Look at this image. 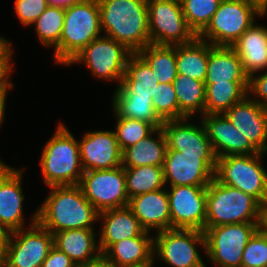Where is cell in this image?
Returning <instances> with one entry per match:
<instances>
[{
    "label": "cell",
    "mask_w": 267,
    "mask_h": 267,
    "mask_svg": "<svg viewBox=\"0 0 267 267\" xmlns=\"http://www.w3.org/2000/svg\"><path fill=\"white\" fill-rule=\"evenodd\" d=\"M37 208V222L52 234L69 229H94L99 212L79 185L51 186ZM94 224V225H93Z\"/></svg>",
    "instance_id": "obj_1"
},
{
    "label": "cell",
    "mask_w": 267,
    "mask_h": 267,
    "mask_svg": "<svg viewBox=\"0 0 267 267\" xmlns=\"http://www.w3.org/2000/svg\"><path fill=\"white\" fill-rule=\"evenodd\" d=\"M102 34L137 53L151 43L147 0H98Z\"/></svg>",
    "instance_id": "obj_2"
},
{
    "label": "cell",
    "mask_w": 267,
    "mask_h": 267,
    "mask_svg": "<svg viewBox=\"0 0 267 267\" xmlns=\"http://www.w3.org/2000/svg\"><path fill=\"white\" fill-rule=\"evenodd\" d=\"M39 162L46 186L79 185L84 173L79 142L65 123L57 125L42 149Z\"/></svg>",
    "instance_id": "obj_3"
},
{
    "label": "cell",
    "mask_w": 267,
    "mask_h": 267,
    "mask_svg": "<svg viewBox=\"0 0 267 267\" xmlns=\"http://www.w3.org/2000/svg\"><path fill=\"white\" fill-rule=\"evenodd\" d=\"M206 205V227L259 222L261 204L251 195L220 183L215 177L207 186Z\"/></svg>",
    "instance_id": "obj_4"
},
{
    "label": "cell",
    "mask_w": 267,
    "mask_h": 267,
    "mask_svg": "<svg viewBox=\"0 0 267 267\" xmlns=\"http://www.w3.org/2000/svg\"><path fill=\"white\" fill-rule=\"evenodd\" d=\"M264 16L267 12L252 0H221L210 23L198 37L213 46L231 47L256 18Z\"/></svg>",
    "instance_id": "obj_5"
},
{
    "label": "cell",
    "mask_w": 267,
    "mask_h": 267,
    "mask_svg": "<svg viewBox=\"0 0 267 267\" xmlns=\"http://www.w3.org/2000/svg\"><path fill=\"white\" fill-rule=\"evenodd\" d=\"M102 35L98 0H83L66 7L58 43V64L67 65L92 40Z\"/></svg>",
    "instance_id": "obj_6"
},
{
    "label": "cell",
    "mask_w": 267,
    "mask_h": 267,
    "mask_svg": "<svg viewBox=\"0 0 267 267\" xmlns=\"http://www.w3.org/2000/svg\"><path fill=\"white\" fill-rule=\"evenodd\" d=\"M265 154L219 157L214 177L220 183L235 187L264 204L267 202V169L262 161Z\"/></svg>",
    "instance_id": "obj_7"
},
{
    "label": "cell",
    "mask_w": 267,
    "mask_h": 267,
    "mask_svg": "<svg viewBox=\"0 0 267 267\" xmlns=\"http://www.w3.org/2000/svg\"><path fill=\"white\" fill-rule=\"evenodd\" d=\"M154 234V264L159 260L170 267H207L197 249L201 248L205 254L204 232L167 229Z\"/></svg>",
    "instance_id": "obj_8"
},
{
    "label": "cell",
    "mask_w": 267,
    "mask_h": 267,
    "mask_svg": "<svg viewBox=\"0 0 267 267\" xmlns=\"http://www.w3.org/2000/svg\"><path fill=\"white\" fill-rule=\"evenodd\" d=\"M258 223L205 227V256L217 267H241L242 254Z\"/></svg>",
    "instance_id": "obj_9"
},
{
    "label": "cell",
    "mask_w": 267,
    "mask_h": 267,
    "mask_svg": "<svg viewBox=\"0 0 267 267\" xmlns=\"http://www.w3.org/2000/svg\"><path fill=\"white\" fill-rule=\"evenodd\" d=\"M27 230L10 233L1 267H41L54 246L53 234L37 222V211L31 215Z\"/></svg>",
    "instance_id": "obj_10"
},
{
    "label": "cell",
    "mask_w": 267,
    "mask_h": 267,
    "mask_svg": "<svg viewBox=\"0 0 267 267\" xmlns=\"http://www.w3.org/2000/svg\"><path fill=\"white\" fill-rule=\"evenodd\" d=\"M131 54L123 44L102 35L92 40L66 66L83 63L98 80L117 81L119 86Z\"/></svg>",
    "instance_id": "obj_11"
},
{
    "label": "cell",
    "mask_w": 267,
    "mask_h": 267,
    "mask_svg": "<svg viewBox=\"0 0 267 267\" xmlns=\"http://www.w3.org/2000/svg\"><path fill=\"white\" fill-rule=\"evenodd\" d=\"M147 9L152 44L179 45L197 37L187 24L180 0H147Z\"/></svg>",
    "instance_id": "obj_12"
},
{
    "label": "cell",
    "mask_w": 267,
    "mask_h": 267,
    "mask_svg": "<svg viewBox=\"0 0 267 267\" xmlns=\"http://www.w3.org/2000/svg\"><path fill=\"white\" fill-rule=\"evenodd\" d=\"M79 186L98 212L128 206L124 167L85 171Z\"/></svg>",
    "instance_id": "obj_13"
},
{
    "label": "cell",
    "mask_w": 267,
    "mask_h": 267,
    "mask_svg": "<svg viewBox=\"0 0 267 267\" xmlns=\"http://www.w3.org/2000/svg\"><path fill=\"white\" fill-rule=\"evenodd\" d=\"M216 162L217 159L167 150L162 166L165 186L207 187L214 179Z\"/></svg>",
    "instance_id": "obj_14"
},
{
    "label": "cell",
    "mask_w": 267,
    "mask_h": 267,
    "mask_svg": "<svg viewBox=\"0 0 267 267\" xmlns=\"http://www.w3.org/2000/svg\"><path fill=\"white\" fill-rule=\"evenodd\" d=\"M171 215V229H193L204 232L206 227L207 187H166Z\"/></svg>",
    "instance_id": "obj_15"
},
{
    "label": "cell",
    "mask_w": 267,
    "mask_h": 267,
    "mask_svg": "<svg viewBox=\"0 0 267 267\" xmlns=\"http://www.w3.org/2000/svg\"><path fill=\"white\" fill-rule=\"evenodd\" d=\"M78 142L84 172L122 166V151L114 130L88 131Z\"/></svg>",
    "instance_id": "obj_16"
},
{
    "label": "cell",
    "mask_w": 267,
    "mask_h": 267,
    "mask_svg": "<svg viewBox=\"0 0 267 267\" xmlns=\"http://www.w3.org/2000/svg\"><path fill=\"white\" fill-rule=\"evenodd\" d=\"M192 118L164 121L162 129L167 140V150L182 154L200 155V159H217L202 121L197 125Z\"/></svg>",
    "instance_id": "obj_17"
},
{
    "label": "cell",
    "mask_w": 267,
    "mask_h": 267,
    "mask_svg": "<svg viewBox=\"0 0 267 267\" xmlns=\"http://www.w3.org/2000/svg\"><path fill=\"white\" fill-rule=\"evenodd\" d=\"M199 121H202L205 126L216 158L260 153L248 138L236 129L225 114H204Z\"/></svg>",
    "instance_id": "obj_18"
},
{
    "label": "cell",
    "mask_w": 267,
    "mask_h": 267,
    "mask_svg": "<svg viewBox=\"0 0 267 267\" xmlns=\"http://www.w3.org/2000/svg\"><path fill=\"white\" fill-rule=\"evenodd\" d=\"M23 172L8 164L0 172V224L10 233L25 228Z\"/></svg>",
    "instance_id": "obj_19"
},
{
    "label": "cell",
    "mask_w": 267,
    "mask_h": 267,
    "mask_svg": "<svg viewBox=\"0 0 267 267\" xmlns=\"http://www.w3.org/2000/svg\"><path fill=\"white\" fill-rule=\"evenodd\" d=\"M224 114L260 152L267 153V109L247 95Z\"/></svg>",
    "instance_id": "obj_20"
},
{
    "label": "cell",
    "mask_w": 267,
    "mask_h": 267,
    "mask_svg": "<svg viewBox=\"0 0 267 267\" xmlns=\"http://www.w3.org/2000/svg\"><path fill=\"white\" fill-rule=\"evenodd\" d=\"M128 207L148 232L171 229L169 197L166 188L140 194L129 199Z\"/></svg>",
    "instance_id": "obj_21"
},
{
    "label": "cell",
    "mask_w": 267,
    "mask_h": 267,
    "mask_svg": "<svg viewBox=\"0 0 267 267\" xmlns=\"http://www.w3.org/2000/svg\"><path fill=\"white\" fill-rule=\"evenodd\" d=\"M102 222L98 246L103 255L114 243L123 239L142 235L145 230L128 206L99 212L98 221Z\"/></svg>",
    "instance_id": "obj_22"
},
{
    "label": "cell",
    "mask_w": 267,
    "mask_h": 267,
    "mask_svg": "<svg viewBox=\"0 0 267 267\" xmlns=\"http://www.w3.org/2000/svg\"><path fill=\"white\" fill-rule=\"evenodd\" d=\"M154 236L145 231L142 235L114 243L102 257L115 267L154 265Z\"/></svg>",
    "instance_id": "obj_23"
},
{
    "label": "cell",
    "mask_w": 267,
    "mask_h": 267,
    "mask_svg": "<svg viewBox=\"0 0 267 267\" xmlns=\"http://www.w3.org/2000/svg\"><path fill=\"white\" fill-rule=\"evenodd\" d=\"M95 229H69L53 234L54 246L63 251L76 265L98 260L100 253Z\"/></svg>",
    "instance_id": "obj_24"
},
{
    "label": "cell",
    "mask_w": 267,
    "mask_h": 267,
    "mask_svg": "<svg viewBox=\"0 0 267 267\" xmlns=\"http://www.w3.org/2000/svg\"><path fill=\"white\" fill-rule=\"evenodd\" d=\"M231 47L249 77L267 71V26L256 25L255 22Z\"/></svg>",
    "instance_id": "obj_25"
},
{
    "label": "cell",
    "mask_w": 267,
    "mask_h": 267,
    "mask_svg": "<svg viewBox=\"0 0 267 267\" xmlns=\"http://www.w3.org/2000/svg\"><path fill=\"white\" fill-rule=\"evenodd\" d=\"M249 81L236 51L228 46H213L209 43V59L205 84Z\"/></svg>",
    "instance_id": "obj_26"
},
{
    "label": "cell",
    "mask_w": 267,
    "mask_h": 267,
    "mask_svg": "<svg viewBox=\"0 0 267 267\" xmlns=\"http://www.w3.org/2000/svg\"><path fill=\"white\" fill-rule=\"evenodd\" d=\"M166 152L167 140L164 131L162 128H156L148 137L122 151V166L124 168L162 167Z\"/></svg>",
    "instance_id": "obj_27"
},
{
    "label": "cell",
    "mask_w": 267,
    "mask_h": 267,
    "mask_svg": "<svg viewBox=\"0 0 267 267\" xmlns=\"http://www.w3.org/2000/svg\"><path fill=\"white\" fill-rule=\"evenodd\" d=\"M158 84V77L148 64L137 53H132L127 61L122 81L112 95L152 97Z\"/></svg>",
    "instance_id": "obj_28"
},
{
    "label": "cell",
    "mask_w": 267,
    "mask_h": 267,
    "mask_svg": "<svg viewBox=\"0 0 267 267\" xmlns=\"http://www.w3.org/2000/svg\"><path fill=\"white\" fill-rule=\"evenodd\" d=\"M209 59V43L198 36L189 43L176 45L178 74L205 81Z\"/></svg>",
    "instance_id": "obj_29"
},
{
    "label": "cell",
    "mask_w": 267,
    "mask_h": 267,
    "mask_svg": "<svg viewBox=\"0 0 267 267\" xmlns=\"http://www.w3.org/2000/svg\"><path fill=\"white\" fill-rule=\"evenodd\" d=\"M172 84L179 105V119L205 114V82L178 74Z\"/></svg>",
    "instance_id": "obj_30"
},
{
    "label": "cell",
    "mask_w": 267,
    "mask_h": 267,
    "mask_svg": "<svg viewBox=\"0 0 267 267\" xmlns=\"http://www.w3.org/2000/svg\"><path fill=\"white\" fill-rule=\"evenodd\" d=\"M205 114L225 113L248 95L249 81L205 84Z\"/></svg>",
    "instance_id": "obj_31"
},
{
    "label": "cell",
    "mask_w": 267,
    "mask_h": 267,
    "mask_svg": "<svg viewBox=\"0 0 267 267\" xmlns=\"http://www.w3.org/2000/svg\"><path fill=\"white\" fill-rule=\"evenodd\" d=\"M137 54L148 64L159 83H172L178 75L176 45L150 43Z\"/></svg>",
    "instance_id": "obj_32"
},
{
    "label": "cell",
    "mask_w": 267,
    "mask_h": 267,
    "mask_svg": "<svg viewBox=\"0 0 267 267\" xmlns=\"http://www.w3.org/2000/svg\"><path fill=\"white\" fill-rule=\"evenodd\" d=\"M111 105L119 117L148 122L155 128H162L163 121L156 114L151 97L113 95Z\"/></svg>",
    "instance_id": "obj_33"
},
{
    "label": "cell",
    "mask_w": 267,
    "mask_h": 267,
    "mask_svg": "<svg viewBox=\"0 0 267 267\" xmlns=\"http://www.w3.org/2000/svg\"><path fill=\"white\" fill-rule=\"evenodd\" d=\"M65 8L49 5L32 24L40 43L54 49V61L58 63V43L62 33Z\"/></svg>",
    "instance_id": "obj_34"
},
{
    "label": "cell",
    "mask_w": 267,
    "mask_h": 267,
    "mask_svg": "<svg viewBox=\"0 0 267 267\" xmlns=\"http://www.w3.org/2000/svg\"><path fill=\"white\" fill-rule=\"evenodd\" d=\"M126 192L130 198L165 188L163 167L139 166L124 168Z\"/></svg>",
    "instance_id": "obj_35"
},
{
    "label": "cell",
    "mask_w": 267,
    "mask_h": 267,
    "mask_svg": "<svg viewBox=\"0 0 267 267\" xmlns=\"http://www.w3.org/2000/svg\"><path fill=\"white\" fill-rule=\"evenodd\" d=\"M188 26L198 36L210 23L221 0H180Z\"/></svg>",
    "instance_id": "obj_36"
},
{
    "label": "cell",
    "mask_w": 267,
    "mask_h": 267,
    "mask_svg": "<svg viewBox=\"0 0 267 267\" xmlns=\"http://www.w3.org/2000/svg\"><path fill=\"white\" fill-rule=\"evenodd\" d=\"M114 116L117 120L114 132L121 151L148 137L156 129L148 122L119 117L115 112Z\"/></svg>",
    "instance_id": "obj_37"
},
{
    "label": "cell",
    "mask_w": 267,
    "mask_h": 267,
    "mask_svg": "<svg viewBox=\"0 0 267 267\" xmlns=\"http://www.w3.org/2000/svg\"><path fill=\"white\" fill-rule=\"evenodd\" d=\"M151 98L153 108L163 122L179 119V105L172 83H159Z\"/></svg>",
    "instance_id": "obj_38"
},
{
    "label": "cell",
    "mask_w": 267,
    "mask_h": 267,
    "mask_svg": "<svg viewBox=\"0 0 267 267\" xmlns=\"http://www.w3.org/2000/svg\"><path fill=\"white\" fill-rule=\"evenodd\" d=\"M241 267H267V236L259 230L249 239L243 251Z\"/></svg>",
    "instance_id": "obj_39"
},
{
    "label": "cell",
    "mask_w": 267,
    "mask_h": 267,
    "mask_svg": "<svg viewBox=\"0 0 267 267\" xmlns=\"http://www.w3.org/2000/svg\"><path fill=\"white\" fill-rule=\"evenodd\" d=\"M48 6L47 0H15L14 11L23 26L32 27Z\"/></svg>",
    "instance_id": "obj_40"
},
{
    "label": "cell",
    "mask_w": 267,
    "mask_h": 267,
    "mask_svg": "<svg viewBox=\"0 0 267 267\" xmlns=\"http://www.w3.org/2000/svg\"><path fill=\"white\" fill-rule=\"evenodd\" d=\"M248 95L267 109V71L257 72L249 77Z\"/></svg>",
    "instance_id": "obj_41"
},
{
    "label": "cell",
    "mask_w": 267,
    "mask_h": 267,
    "mask_svg": "<svg viewBox=\"0 0 267 267\" xmlns=\"http://www.w3.org/2000/svg\"><path fill=\"white\" fill-rule=\"evenodd\" d=\"M13 57H0V93L8 92L9 88L13 89L14 84L11 80L13 74L14 64L12 63Z\"/></svg>",
    "instance_id": "obj_42"
},
{
    "label": "cell",
    "mask_w": 267,
    "mask_h": 267,
    "mask_svg": "<svg viewBox=\"0 0 267 267\" xmlns=\"http://www.w3.org/2000/svg\"><path fill=\"white\" fill-rule=\"evenodd\" d=\"M77 265L61 250L52 247L41 267H76Z\"/></svg>",
    "instance_id": "obj_43"
},
{
    "label": "cell",
    "mask_w": 267,
    "mask_h": 267,
    "mask_svg": "<svg viewBox=\"0 0 267 267\" xmlns=\"http://www.w3.org/2000/svg\"><path fill=\"white\" fill-rule=\"evenodd\" d=\"M10 232L0 224V265L4 261Z\"/></svg>",
    "instance_id": "obj_44"
},
{
    "label": "cell",
    "mask_w": 267,
    "mask_h": 267,
    "mask_svg": "<svg viewBox=\"0 0 267 267\" xmlns=\"http://www.w3.org/2000/svg\"><path fill=\"white\" fill-rule=\"evenodd\" d=\"M258 230L267 236V202L260 205Z\"/></svg>",
    "instance_id": "obj_45"
},
{
    "label": "cell",
    "mask_w": 267,
    "mask_h": 267,
    "mask_svg": "<svg viewBox=\"0 0 267 267\" xmlns=\"http://www.w3.org/2000/svg\"><path fill=\"white\" fill-rule=\"evenodd\" d=\"M13 55L12 41L10 42L0 35V57H13Z\"/></svg>",
    "instance_id": "obj_46"
},
{
    "label": "cell",
    "mask_w": 267,
    "mask_h": 267,
    "mask_svg": "<svg viewBox=\"0 0 267 267\" xmlns=\"http://www.w3.org/2000/svg\"><path fill=\"white\" fill-rule=\"evenodd\" d=\"M8 92H1L0 93V128L1 125L4 123L3 121H5V111H6V100H7V95Z\"/></svg>",
    "instance_id": "obj_47"
},
{
    "label": "cell",
    "mask_w": 267,
    "mask_h": 267,
    "mask_svg": "<svg viewBox=\"0 0 267 267\" xmlns=\"http://www.w3.org/2000/svg\"><path fill=\"white\" fill-rule=\"evenodd\" d=\"M81 1L83 0H47L48 5L59 6L63 8L69 7Z\"/></svg>",
    "instance_id": "obj_48"
},
{
    "label": "cell",
    "mask_w": 267,
    "mask_h": 267,
    "mask_svg": "<svg viewBox=\"0 0 267 267\" xmlns=\"http://www.w3.org/2000/svg\"><path fill=\"white\" fill-rule=\"evenodd\" d=\"M76 267H112L102 256L91 263L77 265Z\"/></svg>",
    "instance_id": "obj_49"
},
{
    "label": "cell",
    "mask_w": 267,
    "mask_h": 267,
    "mask_svg": "<svg viewBox=\"0 0 267 267\" xmlns=\"http://www.w3.org/2000/svg\"><path fill=\"white\" fill-rule=\"evenodd\" d=\"M260 5L267 12V0H252Z\"/></svg>",
    "instance_id": "obj_50"
},
{
    "label": "cell",
    "mask_w": 267,
    "mask_h": 267,
    "mask_svg": "<svg viewBox=\"0 0 267 267\" xmlns=\"http://www.w3.org/2000/svg\"><path fill=\"white\" fill-rule=\"evenodd\" d=\"M115 267V266H112ZM122 267H154L153 265H133V266H122Z\"/></svg>",
    "instance_id": "obj_51"
},
{
    "label": "cell",
    "mask_w": 267,
    "mask_h": 267,
    "mask_svg": "<svg viewBox=\"0 0 267 267\" xmlns=\"http://www.w3.org/2000/svg\"><path fill=\"white\" fill-rule=\"evenodd\" d=\"M6 165L7 164L2 159H0V172Z\"/></svg>",
    "instance_id": "obj_52"
}]
</instances>
